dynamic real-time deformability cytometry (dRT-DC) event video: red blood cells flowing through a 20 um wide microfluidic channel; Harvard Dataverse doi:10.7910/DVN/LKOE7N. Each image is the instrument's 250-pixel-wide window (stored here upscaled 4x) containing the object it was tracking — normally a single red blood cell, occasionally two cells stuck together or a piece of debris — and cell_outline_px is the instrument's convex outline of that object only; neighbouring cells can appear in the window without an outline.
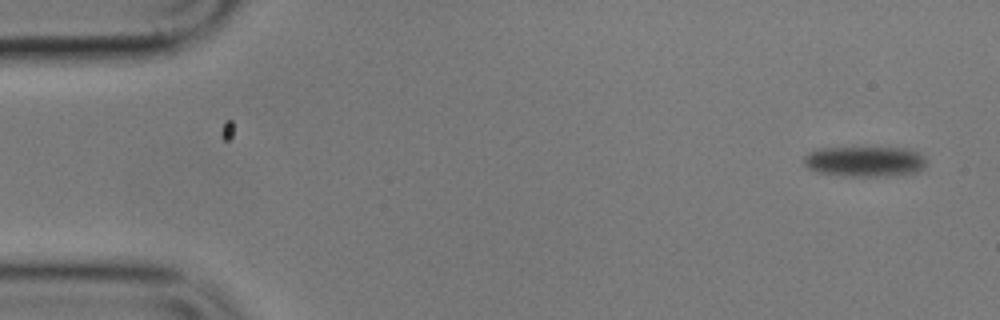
{"species": "common noctule bat (a hibernating species)", "species_latin": "Nyctalus noctula", "temperature_condition": "cold", "stored_images_in_passage": 3, "camera_frame_rate_fps": 3000, "um_per_image_px": 0.085, "animal": {"sex": "male", "body_mass_g": 17.9}, "frame": {"image": 1, "passage_image": 3, "time_ms": 2.333, "image_size_px": [1000, 320], "cell_outline_px": [[928, 164], [924, 168], [916, 172], [888, 176], [840, 176], [816, 172], [808, 168], [804, 164], [804, 156], [808, 152], [820, 148], [908, 148], [924, 156], [928, 160]], "centroid_in_image_um": [73.52, 13.73], "position_along_channel_um": 11.5, "area_um2": 21.96}}